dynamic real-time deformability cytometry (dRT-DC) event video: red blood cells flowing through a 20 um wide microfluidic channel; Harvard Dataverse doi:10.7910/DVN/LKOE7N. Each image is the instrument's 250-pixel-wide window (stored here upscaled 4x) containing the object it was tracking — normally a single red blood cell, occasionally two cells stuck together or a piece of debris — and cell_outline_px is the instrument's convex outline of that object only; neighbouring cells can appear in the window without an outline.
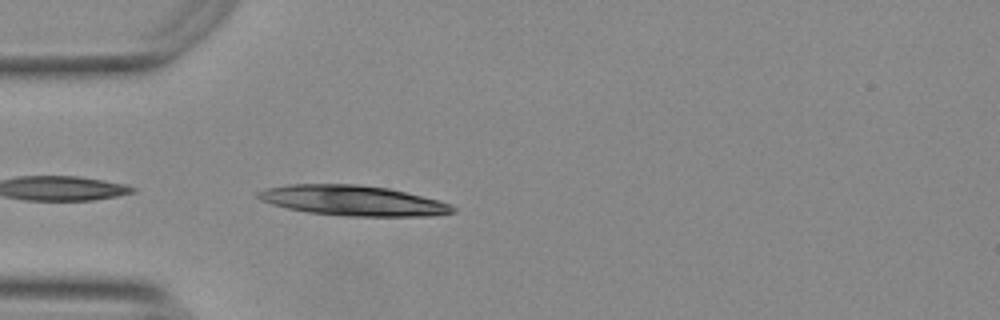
{"species": "Egyptian fruit bat (a non-hibernating species)", "species_latin": "Rousettus aegyptiacus", "temperature_condition": "warm", "stored_images_in_passage": 19, "camera_frame_rate_fps": 3000, "um_per_image_px": 0.085, "animal": {"sex": "female"}, "frame": {"image": 1, "passage_image": 1, "time_ms": 0.0, "image_size_px": [1000, 320], "cell_outline_px": [[456, 212], [432, 216], [348, 216], [308, 212], [288, 208], [272, 204], [260, 200], [256, 196], [256, 192], [264, 188], [288, 184], [360, 184], [388, 188], [440, 200], [452, 204], [456, 208]], "centroid_in_image_um": [30.02, 17.04], "position_along_channel_um": 55.0, "area_um2": 34.51}}